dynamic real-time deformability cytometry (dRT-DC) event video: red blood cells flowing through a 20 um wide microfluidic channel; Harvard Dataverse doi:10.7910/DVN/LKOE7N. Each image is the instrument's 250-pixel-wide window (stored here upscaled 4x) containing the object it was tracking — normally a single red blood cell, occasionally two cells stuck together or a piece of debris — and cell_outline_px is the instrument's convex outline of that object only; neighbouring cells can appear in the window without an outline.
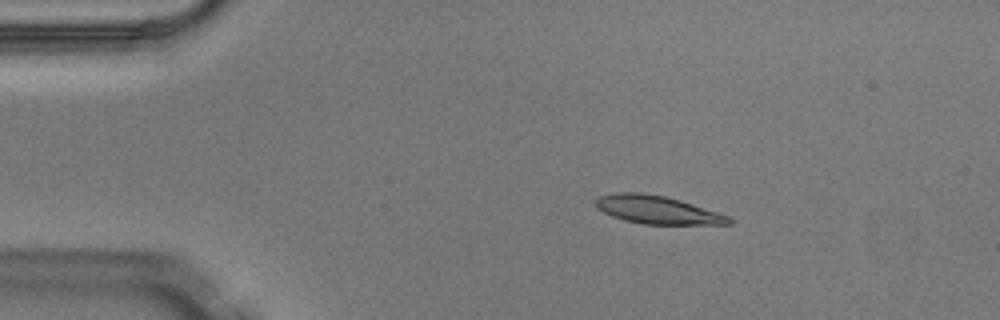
{"species": "Egyptian fruit bat (a non-hibernating species)", "species_latin": "Rousettus aegyptiacus", "temperature_condition": "warm", "stored_images_in_passage": 4, "camera_frame_rate_fps": 3000, "um_per_image_px": 0.085, "animal": {"sex": "male"}, "frame": {"image": 1, "passage_image": 2, "time_ms": 0.333, "image_size_px": [1000, 320], "cell_outline_px": [[732, 224], [644, 224], [624, 220], [612, 216], [596, 208], [596, 196], [616, 192], [640, 192], [664, 196], [680, 200], [728, 216], [732, 220]], "centroid_in_image_um": [55.81, 17.82], "position_along_channel_um": 29.2, "area_um2": 21.62}}
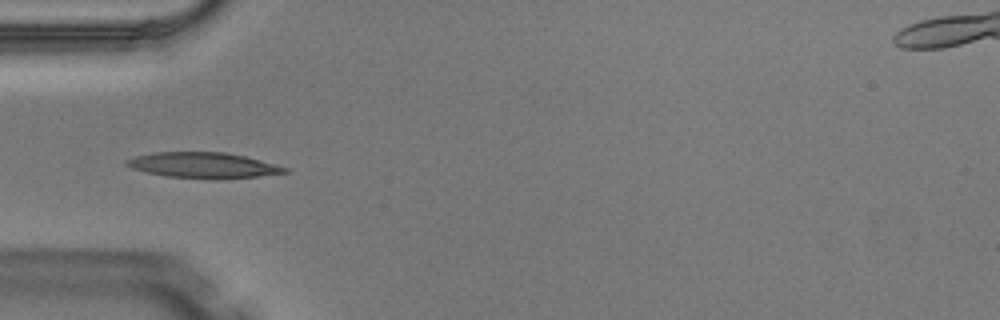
{"frame": {"image": 2, "passage_image": 4, "time_ms": 1.0, "image_size_px": [1000, 320], "cell_outline_px": [[288, 172], [256, 176], [168, 176], [144, 172], [132, 168], [124, 164], [124, 160], [136, 156], [152, 152], [224, 152], [244, 156], [288, 168]], "centroid_in_image_um": [17.16, 13.99], "position_along_channel_um": 67.8, "area_um2": 22.31}}